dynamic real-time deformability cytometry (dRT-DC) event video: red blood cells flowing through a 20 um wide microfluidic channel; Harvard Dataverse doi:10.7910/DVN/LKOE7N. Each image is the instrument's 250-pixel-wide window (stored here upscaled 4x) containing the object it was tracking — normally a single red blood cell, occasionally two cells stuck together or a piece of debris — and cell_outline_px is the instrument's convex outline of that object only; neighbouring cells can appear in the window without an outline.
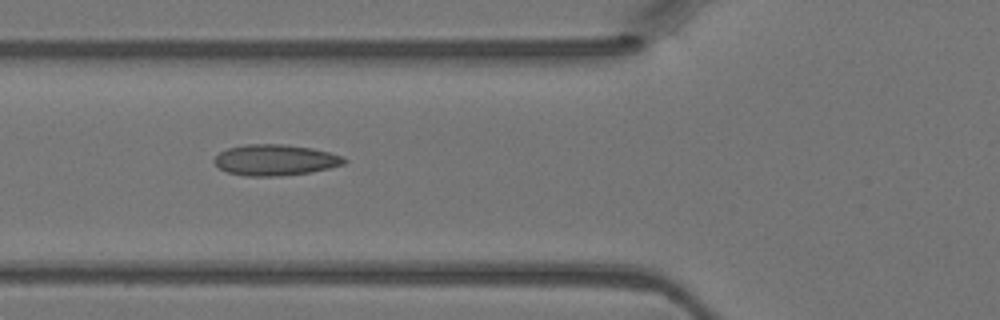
{"species": "Egyptian fruit bat (a non-hibernating species)", "species_latin": "Rousettus aegyptiacus", "temperature_condition": "warm", "stored_images_in_passage": 2, "camera_frame_rate_fps": 3000, "um_per_image_px": 0.085, "animal": {"sex": "female"}, "frame": {"image": 1, "passage_image": 2, "time_ms": 0.333, "image_size_px": [1000, 320], "cell_outline_px": [[348, 160], [344, 164], [328, 168], [308, 172], [276, 176], [244, 176], [228, 172], [220, 168], [212, 160], [220, 152], [228, 148], [248, 144], [280, 144], [312, 148], [344, 156]], "centroid_in_image_um": [23.39, 13.59], "position_along_channel_um": 102.4, "area_um2": 23.24}}